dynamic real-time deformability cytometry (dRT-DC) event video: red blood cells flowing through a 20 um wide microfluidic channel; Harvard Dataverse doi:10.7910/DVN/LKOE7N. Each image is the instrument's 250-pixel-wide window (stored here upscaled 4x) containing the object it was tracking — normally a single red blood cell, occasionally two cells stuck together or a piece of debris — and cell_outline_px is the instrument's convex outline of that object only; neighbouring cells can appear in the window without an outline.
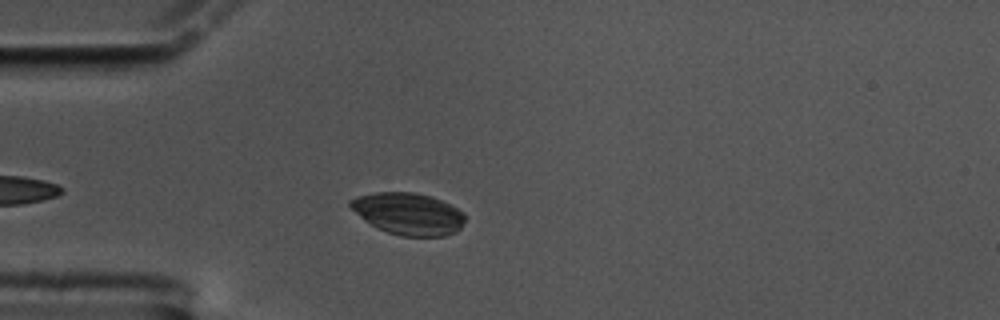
{"species": "common noctule bat (a hibernating species)", "species_latin": "Nyctalus noctula", "temperature_condition": "cold", "stored_images_in_passage": 43, "camera_frame_rate_fps": 3000, "um_per_image_px": 0.085, "animal": {"sex": "male", "body_mass_g": 17.5, "forearm_length_mm": 52.3}, "frame": {"image": 1, "passage_image": 6, "time_ms": 1.667, "image_size_px": [1000, 320], "cell_outline_px": [[464, 220], [460, 228], [456, 232], [444, 236], [400, 236], [376, 228], [364, 220], [348, 204], [348, 200], [356, 196], [376, 192], [412, 192], [432, 196], [464, 212]], "centroid_in_image_um": [34.68, 18.16], "position_along_channel_um": 50.3, "area_um2": 27.98}}
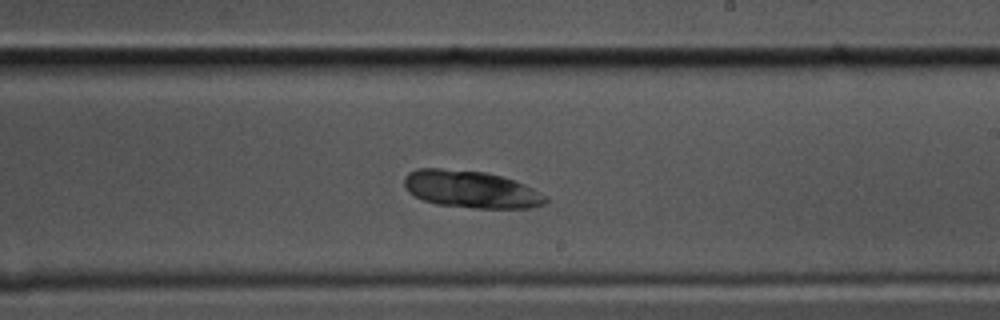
{"frame": {"image": 2, "passage_image": 25, "time_ms": 8.0, "image_size_px": [1000, 320], "cell_outline_px": [[548, 200], [544, 204], [532, 208], [476, 208], [436, 204], [412, 196], [404, 188], [404, 176], [408, 172], [416, 168], [440, 168], [484, 172], [500, 176], [524, 184], [548, 196]], "centroid_in_image_um": [40.0, 16.09], "position_along_channel_um": 249.0, "area_um2": 30.87}}
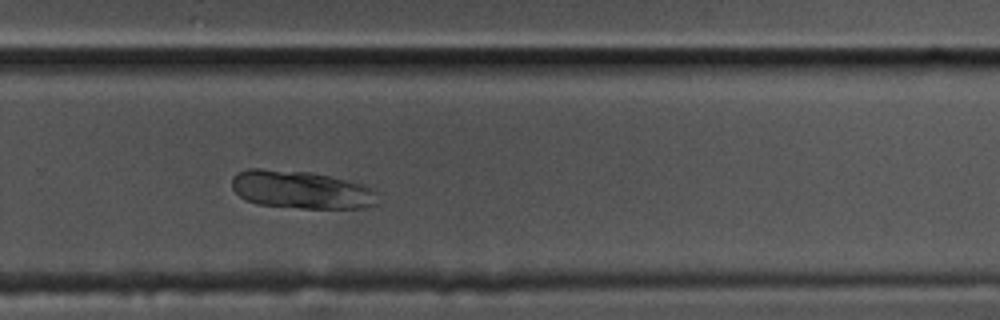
{"frame": {"image": 3, "passage_image": 30, "time_ms": 9.667, "image_size_px": [1000, 320], "cell_outline_px": [[376, 204], [364, 208], [300, 208], [260, 204], [248, 200], [240, 196], [232, 188], [232, 176], [236, 172], [248, 168], [260, 168], [312, 172], [364, 184], [376, 192]], "centroid_in_image_um": [25.57, 16.11], "position_along_channel_um": 304.2, "area_um2": 32.25}}